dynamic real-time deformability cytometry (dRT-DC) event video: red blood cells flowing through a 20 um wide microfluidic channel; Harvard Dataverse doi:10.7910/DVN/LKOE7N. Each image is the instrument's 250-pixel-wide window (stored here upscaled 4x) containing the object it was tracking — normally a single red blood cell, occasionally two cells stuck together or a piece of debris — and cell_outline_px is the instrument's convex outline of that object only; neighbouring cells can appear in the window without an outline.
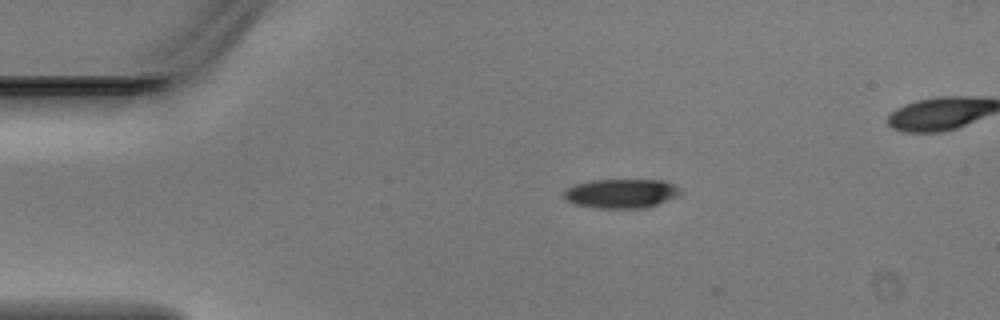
{"species": "Egyptian fruit bat (a non-hibernating species)", "species_latin": "Rousettus aegyptiacus", "temperature_condition": "warm", "stored_images_in_passage": 4, "camera_frame_rate_fps": 3000, "um_per_image_px": 0.085, "animal": {"sex": "male"}, "frame": {"image": 1, "passage_image": 2, "time_ms": 0.333, "image_size_px": [1000, 320], "cell_outline_px": [[680, 196], [648, 208], [596, 208], [572, 204], [564, 196], [564, 192], [572, 184], [592, 180], [664, 180], [680, 188]], "centroid_in_image_um": [52.82, 16.45], "position_along_channel_um": 32.2, "area_um2": 20.06}}